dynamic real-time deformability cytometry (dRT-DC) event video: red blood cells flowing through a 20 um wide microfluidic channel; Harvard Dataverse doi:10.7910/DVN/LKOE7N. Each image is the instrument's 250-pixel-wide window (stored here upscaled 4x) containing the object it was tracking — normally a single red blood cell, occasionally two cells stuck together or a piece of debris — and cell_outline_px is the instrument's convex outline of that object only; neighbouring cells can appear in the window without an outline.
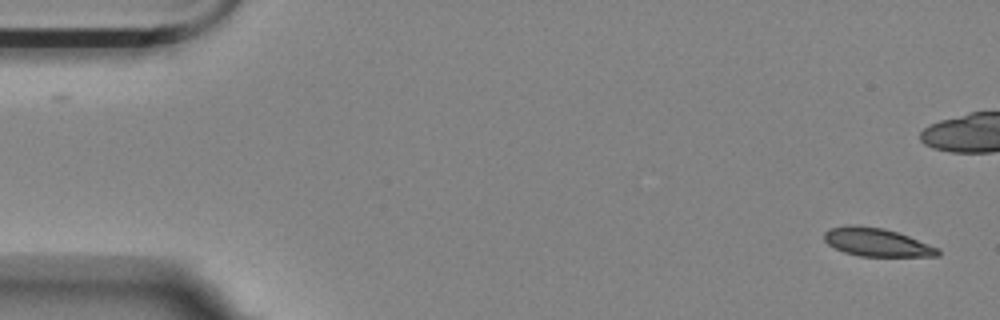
{"species": "Egyptian fruit bat (a non-hibernating species)", "species_latin": "Rousettus aegyptiacus", "temperature_condition": "room temperature", "stored_images_in_passage": 6, "camera_frame_rate_fps": 3000, "um_per_image_px": 0.085, "animal": {"sex": "female"}, "frame": {"image": 1, "passage_image": 1, "time_ms": 0.0, "image_size_px": [1000, 320], "cell_outline_px": [[940, 256], [860, 256], [844, 252], [828, 244], [824, 240], [824, 232], [828, 228], [884, 228], [908, 236], [940, 248]], "centroid_in_image_um": [74.6, 20.64], "position_along_channel_um": 10.4, "area_um2": 17.92}}